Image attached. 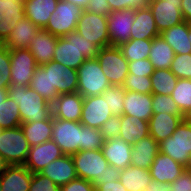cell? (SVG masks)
<instances>
[{
  "label": "cell",
  "instance_id": "6da1fadb",
  "mask_svg": "<svg viewBox=\"0 0 191 191\" xmlns=\"http://www.w3.org/2000/svg\"><path fill=\"white\" fill-rule=\"evenodd\" d=\"M71 156L78 178L92 182L95 188L120 178L121 170L109 165L101 149L83 150Z\"/></svg>",
  "mask_w": 191,
  "mask_h": 191
},
{
  "label": "cell",
  "instance_id": "7a4b0ae2",
  "mask_svg": "<svg viewBox=\"0 0 191 191\" xmlns=\"http://www.w3.org/2000/svg\"><path fill=\"white\" fill-rule=\"evenodd\" d=\"M99 49L77 31H72L66 36L58 37L53 60L77 70L86 59L96 58Z\"/></svg>",
  "mask_w": 191,
  "mask_h": 191
},
{
  "label": "cell",
  "instance_id": "3957f363",
  "mask_svg": "<svg viewBox=\"0 0 191 191\" xmlns=\"http://www.w3.org/2000/svg\"><path fill=\"white\" fill-rule=\"evenodd\" d=\"M7 95L18 104L22 123L43 121L51 114V104L29 86L9 85Z\"/></svg>",
  "mask_w": 191,
  "mask_h": 191
},
{
  "label": "cell",
  "instance_id": "277c9868",
  "mask_svg": "<svg viewBox=\"0 0 191 191\" xmlns=\"http://www.w3.org/2000/svg\"><path fill=\"white\" fill-rule=\"evenodd\" d=\"M30 147L21 126L0 130V155L7 165H24Z\"/></svg>",
  "mask_w": 191,
  "mask_h": 191
},
{
  "label": "cell",
  "instance_id": "5b68a950",
  "mask_svg": "<svg viewBox=\"0 0 191 191\" xmlns=\"http://www.w3.org/2000/svg\"><path fill=\"white\" fill-rule=\"evenodd\" d=\"M77 92L84 98L102 93L111 86L97 58L86 59L77 69Z\"/></svg>",
  "mask_w": 191,
  "mask_h": 191
},
{
  "label": "cell",
  "instance_id": "8992f818",
  "mask_svg": "<svg viewBox=\"0 0 191 191\" xmlns=\"http://www.w3.org/2000/svg\"><path fill=\"white\" fill-rule=\"evenodd\" d=\"M51 140L60 147L64 155H73L81 151L82 124L52 116Z\"/></svg>",
  "mask_w": 191,
  "mask_h": 191
},
{
  "label": "cell",
  "instance_id": "52a82bcc",
  "mask_svg": "<svg viewBox=\"0 0 191 191\" xmlns=\"http://www.w3.org/2000/svg\"><path fill=\"white\" fill-rule=\"evenodd\" d=\"M83 11L81 7L75 4L59 0L44 29L56 37L66 36L76 30Z\"/></svg>",
  "mask_w": 191,
  "mask_h": 191
},
{
  "label": "cell",
  "instance_id": "ba28073f",
  "mask_svg": "<svg viewBox=\"0 0 191 191\" xmlns=\"http://www.w3.org/2000/svg\"><path fill=\"white\" fill-rule=\"evenodd\" d=\"M97 60L111 85H123L128 73V61L118 46L99 49Z\"/></svg>",
  "mask_w": 191,
  "mask_h": 191
},
{
  "label": "cell",
  "instance_id": "9c48e42d",
  "mask_svg": "<svg viewBox=\"0 0 191 191\" xmlns=\"http://www.w3.org/2000/svg\"><path fill=\"white\" fill-rule=\"evenodd\" d=\"M159 152L185 166L191 154V125L182 121L170 137L159 143Z\"/></svg>",
  "mask_w": 191,
  "mask_h": 191
},
{
  "label": "cell",
  "instance_id": "30bf717a",
  "mask_svg": "<svg viewBox=\"0 0 191 191\" xmlns=\"http://www.w3.org/2000/svg\"><path fill=\"white\" fill-rule=\"evenodd\" d=\"M107 24V16L84 10L78 20L75 31L101 49L110 46Z\"/></svg>",
  "mask_w": 191,
  "mask_h": 191
},
{
  "label": "cell",
  "instance_id": "8fae6325",
  "mask_svg": "<svg viewBox=\"0 0 191 191\" xmlns=\"http://www.w3.org/2000/svg\"><path fill=\"white\" fill-rule=\"evenodd\" d=\"M49 69L50 91L57 97L60 94L77 92L78 73L76 69L69 68L54 60L41 65Z\"/></svg>",
  "mask_w": 191,
  "mask_h": 191
},
{
  "label": "cell",
  "instance_id": "7c38bea8",
  "mask_svg": "<svg viewBox=\"0 0 191 191\" xmlns=\"http://www.w3.org/2000/svg\"><path fill=\"white\" fill-rule=\"evenodd\" d=\"M10 85L29 86L38 65L28 49H10Z\"/></svg>",
  "mask_w": 191,
  "mask_h": 191
},
{
  "label": "cell",
  "instance_id": "4fadbf2b",
  "mask_svg": "<svg viewBox=\"0 0 191 191\" xmlns=\"http://www.w3.org/2000/svg\"><path fill=\"white\" fill-rule=\"evenodd\" d=\"M148 7L159 33L184 21L180 9L181 0H150Z\"/></svg>",
  "mask_w": 191,
  "mask_h": 191
},
{
  "label": "cell",
  "instance_id": "5bb4252c",
  "mask_svg": "<svg viewBox=\"0 0 191 191\" xmlns=\"http://www.w3.org/2000/svg\"><path fill=\"white\" fill-rule=\"evenodd\" d=\"M149 170L155 187H167L185 171V166L159 152Z\"/></svg>",
  "mask_w": 191,
  "mask_h": 191
},
{
  "label": "cell",
  "instance_id": "9a60e30c",
  "mask_svg": "<svg viewBox=\"0 0 191 191\" xmlns=\"http://www.w3.org/2000/svg\"><path fill=\"white\" fill-rule=\"evenodd\" d=\"M112 115L110 107L102 95L83 98V108L80 119L82 125L100 129Z\"/></svg>",
  "mask_w": 191,
  "mask_h": 191
},
{
  "label": "cell",
  "instance_id": "2e32d148",
  "mask_svg": "<svg viewBox=\"0 0 191 191\" xmlns=\"http://www.w3.org/2000/svg\"><path fill=\"white\" fill-rule=\"evenodd\" d=\"M134 16V9L112 11L109 14L107 27L111 46H119L130 40V30L134 22Z\"/></svg>",
  "mask_w": 191,
  "mask_h": 191
},
{
  "label": "cell",
  "instance_id": "e0dca14e",
  "mask_svg": "<svg viewBox=\"0 0 191 191\" xmlns=\"http://www.w3.org/2000/svg\"><path fill=\"white\" fill-rule=\"evenodd\" d=\"M60 147L53 141L48 140L30 147L25 166L31 173H39L50 162L63 156Z\"/></svg>",
  "mask_w": 191,
  "mask_h": 191
},
{
  "label": "cell",
  "instance_id": "ac0fdd59",
  "mask_svg": "<svg viewBox=\"0 0 191 191\" xmlns=\"http://www.w3.org/2000/svg\"><path fill=\"white\" fill-rule=\"evenodd\" d=\"M83 108V97L78 93L60 94L51 104L54 118L80 122Z\"/></svg>",
  "mask_w": 191,
  "mask_h": 191
},
{
  "label": "cell",
  "instance_id": "d6986e66",
  "mask_svg": "<svg viewBox=\"0 0 191 191\" xmlns=\"http://www.w3.org/2000/svg\"><path fill=\"white\" fill-rule=\"evenodd\" d=\"M24 16V0H0V43L9 37Z\"/></svg>",
  "mask_w": 191,
  "mask_h": 191
},
{
  "label": "cell",
  "instance_id": "ffe728a7",
  "mask_svg": "<svg viewBox=\"0 0 191 191\" xmlns=\"http://www.w3.org/2000/svg\"><path fill=\"white\" fill-rule=\"evenodd\" d=\"M101 150L109 165L120 170L131 165L132 145L126 143L122 138L117 137L104 141Z\"/></svg>",
  "mask_w": 191,
  "mask_h": 191
},
{
  "label": "cell",
  "instance_id": "44dd1931",
  "mask_svg": "<svg viewBox=\"0 0 191 191\" xmlns=\"http://www.w3.org/2000/svg\"><path fill=\"white\" fill-rule=\"evenodd\" d=\"M39 173L50 178L59 187L78 178L71 155H63L50 162Z\"/></svg>",
  "mask_w": 191,
  "mask_h": 191
},
{
  "label": "cell",
  "instance_id": "7402d4cb",
  "mask_svg": "<svg viewBox=\"0 0 191 191\" xmlns=\"http://www.w3.org/2000/svg\"><path fill=\"white\" fill-rule=\"evenodd\" d=\"M123 103V114L126 116H135L141 120L149 121L153 115L152 93L141 94L135 91H126Z\"/></svg>",
  "mask_w": 191,
  "mask_h": 191
},
{
  "label": "cell",
  "instance_id": "603a6c76",
  "mask_svg": "<svg viewBox=\"0 0 191 191\" xmlns=\"http://www.w3.org/2000/svg\"><path fill=\"white\" fill-rule=\"evenodd\" d=\"M58 37L49 33L45 29H40L35 37L32 38L28 50L35 58L38 66L44 65L53 60L54 49Z\"/></svg>",
  "mask_w": 191,
  "mask_h": 191
},
{
  "label": "cell",
  "instance_id": "cb8c5ba5",
  "mask_svg": "<svg viewBox=\"0 0 191 191\" xmlns=\"http://www.w3.org/2000/svg\"><path fill=\"white\" fill-rule=\"evenodd\" d=\"M32 173L25 165H7L1 174V191H29Z\"/></svg>",
  "mask_w": 191,
  "mask_h": 191
},
{
  "label": "cell",
  "instance_id": "d4e9b609",
  "mask_svg": "<svg viewBox=\"0 0 191 191\" xmlns=\"http://www.w3.org/2000/svg\"><path fill=\"white\" fill-rule=\"evenodd\" d=\"M182 121L183 115L153 113L149 120V135L160 143L170 137Z\"/></svg>",
  "mask_w": 191,
  "mask_h": 191
},
{
  "label": "cell",
  "instance_id": "484cf974",
  "mask_svg": "<svg viewBox=\"0 0 191 191\" xmlns=\"http://www.w3.org/2000/svg\"><path fill=\"white\" fill-rule=\"evenodd\" d=\"M119 180L127 191H151L155 188L150 170L133 165L121 170Z\"/></svg>",
  "mask_w": 191,
  "mask_h": 191
},
{
  "label": "cell",
  "instance_id": "4316f807",
  "mask_svg": "<svg viewBox=\"0 0 191 191\" xmlns=\"http://www.w3.org/2000/svg\"><path fill=\"white\" fill-rule=\"evenodd\" d=\"M41 28L27 17L19 20L9 37L3 42L9 49H28L31 40Z\"/></svg>",
  "mask_w": 191,
  "mask_h": 191
},
{
  "label": "cell",
  "instance_id": "83f0119b",
  "mask_svg": "<svg viewBox=\"0 0 191 191\" xmlns=\"http://www.w3.org/2000/svg\"><path fill=\"white\" fill-rule=\"evenodd\" d=\"M158 153L159 143L149 135L132 145L131 165L150 169Z\"/></svg>",
  "mask_w": 191,
  "mask_h": 191
},
{
  "label": "cell",
  "instance_id": "f1b7e54d",
  "mask_svg": "<svg viewBox=\"0 0 191 191\" xmlns=\"http://www.w3.org/2000/svg\"><path fill=\"white\" fill-rule=\"evenodd\" d=\"M130 39H153L160 35L149 7L135 10Z\"/></svg>",
  "mask_w": 191,
  "mask_h": 191
},
{
  "label": "cell",
  "instance_id": "f546056e",
  "mask_svg": "<svg viewBox=\"0 0 191 191\" xmlns=\"http://www.w3.org/2000/svg\"><path fill=\"white\" fill-rule=\"evenodd\" d=\"M59 0H24L25 17L44 29Z\"/></svg>",
  "mask_w": 191,
  "mask_h": 191
},
{
  "label": "cell",
  "instance_id": "4dcf8cb0",
  "mask_svg": "<svg viewBox=\"0 0 191 191\" xmlns=\"http://www.w3.org/2000/svg\"><path fill=\"white\" fill-rule=\"evenodd\" d=\"M149 136V121L121 115L120 138L131 145Z\"/></svg>",
  "mask_w": 191,
  "mask_h": 191
},
{
  "label": "cell",
  "instance_id": "1f68e13d",
  "mask_svg": "<svg viewBox=\"0 0 191 191\" xmlns=\"http://www.w3.org/2000/svg\"><path fill=\"white\" fill-rule=\"evenodd\" d=\"M160 36L172 47L175 54L191 53V43L188 37V23L181 22L160 33Z\"/></svg>",
  "mask_w": 191,
  "mask_h": 191
},
{
  "label": "cell",
  "instance_id": "d6a6232c",
  "mask_svg": "<svg viewBox=\"0 0 191 191\" xmlns=\"http://www.w3.org/2000/svg\"><path fill=\"white\" fill-rule=\"evenodd\" d=\"M148 59L154 70L170 69L175 53L172 47L160 35L151 39V49Z\"/></svg>",
  "mask_w": 191,
  "mask_h": 191
},
{
  "label": "cell",
  "instance_id": "836d02e7",
  "mask_svg": "<svg viewBox=\"0 0 191 191\" xmlns=\"http://www.w3.org/2000/svg\"><path fill=\"white\" fill-rule=\"evenodd\" d=\"M25 137L30 146L38 145L48 140L52 136V114L43 121L21 123Z\"/></svg>",
  "mask_w": 191,
  "mask_h": 191
},
{
  "label": "cell",
  "instance_id": "e575fe53",
  "mask_svg": "<svg viewBox=\"0 0 191 191\" xmlns=\"http://www.w3.org/2000/svg\"><path fill=\"white\" fill-rule=\"evenodd\" d=\"M152 94L171 95L178 78L170 69H156L150 76Z\"/></svg>",
  "mask_w": 191,
  "mask_h": 191
},
{
  "label": "cell",
  "instance_id": "d590c367",
  "mask_svg": "<svg viewBox=\"0 0 191 191\" xmlns=\"http://www.w3.org/2000/svg\"><path fill=\"white\" fill-rule=\"evenodd\" d=\"M128 62L148 59L151 39H130L118 46Z\"/></svg>",
  "mask_w": 191,
  "mask_h": 191
},
{
  "label": "cell",
  "instance_id": "8d00e7d4",
  "mask_svg": "<svg viewBox=\"0 0 191 191\" xmlns=\"http://www.w3.org/2000/svg\"><path fill=\"white\" fill-rule=\"evenodd\" d=\"M29 87L43 96L50 104L57 98V96L50 91L49 69H44L42 66H38L35 70Z\"/></svg>",
  "mask_w": 191,
  "mask_h": 191
},
{
  "label": "cell",
  "instance_id": "74e56055",
  "mask_svg": "<svg viewBox=\"0 0 191 191\" xmlns=\"http://www.w3.org/2000/svg\"><path fill=\"white\" fill-rule=\"evenodd\" d=\"M18 104L7 97L0 106V129H10L21 126Z\"/></svg>",
  "mask_w": 191,
  "mask_h": 191
},
{
  "label": "cell",
  "instance_id": "f35d334b",
  "mask_svg": "<svg viewBox=\"0 0 191 191\" xmlns=\"http://www.w3.org/2000/svg\"><path fill=\"white\" fill-rule=\"evenodd\" d=\"M179 110L184 114L191 109V80L178 79L176 86L171 94Z\"/></svg>",
  "mask_w": 191,
  "mask_h": 191
},
{
  "label": "cell",
  "instance_id": "ab89813d",
  "mask_svg": "<svg viewBox=\"0 0 191 191\" xmlns=\"http://www.w3.org/2000/svg\"><path fill=\"white\" fill-rule=\"evenodd\" d=\"M126 95V90L123 85H111L103 93V98L107 101L110 107V111L113 115L121 116L124 112V97Z\"/></svg>",
  "mask_w": 191,
  "mask_h": 191
},
{
  "label": "cell",
  "instance_id": "60d3db41",
  "mask_svg": "<svg viewBox=\"0 0 191 191\" xmlns=\"http://www.w3.org/2000/svg\"><path fill=\"white\" fill-rule=\"evenodd\" d=\"M104 144L100 129L82 125V143L83 150H99Z\"/></svg>",
  "mask_w": 191,
  "mask_h": 191
},
{
  "label": "cell",
  "instance_id": "b9f144b4",
  "mask_svg": "<svg viewBox=\"0 0 191 191\" xmlns=\"http://www.w3.org/2000/svg\"><path fill=\"white\" fill-rule=\"evenodd\" d=\"M152 109L153 113L183 115L171 95L152 94Z\"/></svg>",
  "mask_w": 191,
  "mask_h": 191
},
{
  "label": "cell",
  "instance_id": "7bdbcfd3",
  "mask_svg": "<svg viewBox=\"0 0 191 191\" xmlns=\"http://www.w3.org/2000/svg\"><path fill=\"white\" fill-rule=\"evenodd\" d=\"M123 88L126 91H135L141 94H150L152 93L150 76L128 74L123 84Z\"/></svg>",
  "mask_w": 191,
  "mask_h": 191
},
{
  "label": "cell",
  "instance_id": "ee69618b",
  "mask_svg": "<svg viewBox=\"0 0 191 191\" xmlns=\"http://www.w3.org/2000/svg\"><path fill=\"white\" fill-rule=\"evenodd\" d=\"M170 71L174 73L178 79L191 80V53L175 54Z\"/></svg>",
  "mask_w": 191,
  "mask_h": 191
},
{
  "label": "cell",
  "instance_id": "f6af8a7d",
  "mask_svg": "<svg viewBox=\"0 0 191 191\" xmlns=\"http://www.w3.org/2000/svg\"><path fill=\"white\" fill-rule=\"evenodd\" d=\"M10 49L0 43V88H8L11 76Z\"/></svg>",
  "mask_w": 191,
  "mask_h": 191
},
{
  "label": "cell",
  "instance_id": "bcb514c9",
  "mask_svg": "<svg viewBox=\"0 0 191 191\" xmlns=\"http://www.w3.org/2000/svg\"><path fill=\"white\" fill-rule=\"evenodd\" d=\"M121 116L112 115L100 128L104 141L120 137Z\"/></svg>",
  "mask_w": 191,
  "mask_h": 191
},
{
  "label": "cell",
  "instance_id": "7dc6e473",
  "mask_svg": "<svg viewBox=\"0 0 191 191\" xmlns=\"http://www.w3.org/2000/svg\"><path fill=\"white\" fill-rule=\"evenodd\" d=\"M29 191H60V187L50 178L40 173H32Z\"/></svg>",
  "mask_w": 191,
  "mask_h": 191
},
{
  "label": "cell",
  "instance_id": "c3c4849f",
  "mask_svg": "<svg viewBox=\"0 0 191 191\" xmlns=\"http://www.w3.org/2000/svg\"><path fill=\"white\" fill-rule=\"evenodd\" d=\"M154 72L153 65L149 59H140L128 63V73L139 76H151Z\"/></svg>",
  "mask_w": 191,
  "mask_h": 191
},
{
  "label": "cell",
  "instance_id": "681fc988",
  "mask_svg": "<svg viewBox=\"0 0 191 191\" xmlns=\"http://www.w3.org/2000/svg\"><path fill=\"white\" fill-rule=\"evenodd\" d=\"M112 11L147 8L150 0H107Z\"/></svg>",
  "mask_w": 191,
  "mask_h": 191
},
{
  "label": "cell",
  "instance_id": "f907efd6",
  "mask_svg": "<svg viewBox=\"0 0 191 191\" xmlns=\"http://www.w3.org/2000/svg\"><path fill=\"white\" fill-rule=\"evenodd\" d=\"M169 191H191V172L184 171L167 187Z\"/></svg>",
  "mask_w": 191,
  "mask_h": 191
},
{
  "label": "cell",
  "instance_id": "816d5d0a",
  "mask_svg": "<svg viewBox=\"0 0 191 191\" xmlns=\"http://www.w3.org/2000/svg\"><path fill=\"white\" fill-rule=\"evenodd\" d=\"M60 191H95V187L92 182L76 178L64 186H61Z\"/></svg>",
  "mask_w": 191,
  "mask_h": 191
},
{
  "label": "cell",
  "instance_id": "f5cc1de1",
  "mask_svg": "<svg viewBox=\"0 0 191 191\" xmlns=\"http://www.w3.org/2000/svg\"><path fill=\"white\" fill-rule=\"evenodd\" d=\"M84 10L107 17L111 13V7L107 0H89Z\"/></svg>",
  "mask_w": 191,
  "mask_h": 191
},
{
  "label": "cell",
  "instance_id": "db71d44e",
  "mask_svg": "<svg viewBox=\"0 0 191 191\" xmlns=\"http://www.w3.org/2000/svg\"><path fill=\"white\" fill-rule=\"evenodd\" d=\"M95 191H127V189L122 185L120 180H117L99 184L95 188Z\"/></svg>",
  "mask_w": 191,
  "mask_h": 191
},
{
  "label": "cell",
  "instance_id": "11a10c76",
  "mask_svg": "<svg viewBox=\"0 0 191 191\" xmlns=\"http://www.w3.org/2000/svg\"><path fill=\"white\" fill-rule=\"evenodd\" d=\"M180 9L184 21L191 23V0H181Z\"/></svg>",
  "mask_w": 191,
  "mask_h": 191
},
{
  "label": "cell",
  "instance_id": "9f6ffc18",
  "mask_svg": "<svg viewBox=\"0 0 191 191\" xmlns=\"http://www.w3.org/2000/svg\"><path fill=\"white\" fill-rule=\"evenodd\" d=\"M63 1L75 4V5L81 7L84 10L87 7V4H88L89 0H63Z\"/></svg>",
  "mask_w": 191,
  "mask_h": 191
},
{
  "label": "cell",
  "instance_id": "6f0895ef",
  "mask_svg": "<svg viewBox=\"0 0 191 191\" xmlns=\"http://www.w3.org/2000/svg\"><path fill=\"white\" fill-rule=\"evenodd\" d=\"M7 97H8L7 88H0V106L2 102L6 100Z\"/></svg>",
  "mask_w": 191,
  "mask_h": 191
},
{
  "label": "cell",
  "instance_id": "680465c9",
  "mask_svg": "<svg viewBox=\"0 0 191 191\" xmlns=\"http://www.w3.org/2000/svg\"><path fill=\"white\" fill-rule=\"evenodd\" d=\"M183 121L189 125H191V109L186 111L183 114Z\"/></svg>",
  "mask_w": 191,
  "mask_h": 191
},
{
  "label": "cell",
  "instance_id": "91938a15",
  "mask_svg": "<svg viewBox=\"0 0 191 191\" xmlns=\"http://www.w3.org/2000/svg\"><path fill=\"white\" fill-rule=\"evenodd\" d=\"M7 164L4 162L2 156L0 155V175L4 172Z\"/></svg>",
  "mask_w": 191,
  "mask_h": 191
},
{
  "label": "cell",
  "instance_id": "94428289",
  "mask_svg": "<svg viewBox=\"0 0 191 191\" xmlns=\"http://www.w3.org/2000/svg\"><path fill=\"white\" fill-rule=\"evenodd\" d=\"M185 170L188 171V172H191V154H190V156L188 158V161H187V163L185 165Z\"/></svg>",
  "mask_w": 191,
  "mask_h": 191
},
{
  "label": "cell",
  "instance_id": "6125c7cd",
  "mask_svg": "<svg viewBox=\"0 0 191 191\" xmlns=\"http://www.w3.org/2000/svg\"><path fill=\"white\" fill-rule=\"evenodd\" d=\"M151 191H169L166 187H155Z\"/></svg>",
  "mask_w": 191,
  "mask_h": 191
},
{
  "label": "cell",
  "instance_id": "be15d7a7",
  "mask_svg": "<svg viewBox=\"0 0 191 191\" xmlns=\"http://www.w3.org/2000/svg\"><path fill=\"white\" fill-rule=\"evenodd\" d=\"M188 37H189V41L191 43V23H188Z\"/></svg>",
  "mask_w": 191,
  "mask_h": 191
},
{
  "label": "cell",
  "instance_id": "e7e4bbea",
  "mask_svg": "<svg viewBox=\"0 0 191 191\" xmlns=\"http://www.w3.org/2000/svg\"><path fill=\"white\" fill-rule=\"evenodd\" d=\"M2 189V183H1V175H0V191Z\"/></svg>",
  "mask_w": 191,
  "mask_h": 191
}]
</instances>
